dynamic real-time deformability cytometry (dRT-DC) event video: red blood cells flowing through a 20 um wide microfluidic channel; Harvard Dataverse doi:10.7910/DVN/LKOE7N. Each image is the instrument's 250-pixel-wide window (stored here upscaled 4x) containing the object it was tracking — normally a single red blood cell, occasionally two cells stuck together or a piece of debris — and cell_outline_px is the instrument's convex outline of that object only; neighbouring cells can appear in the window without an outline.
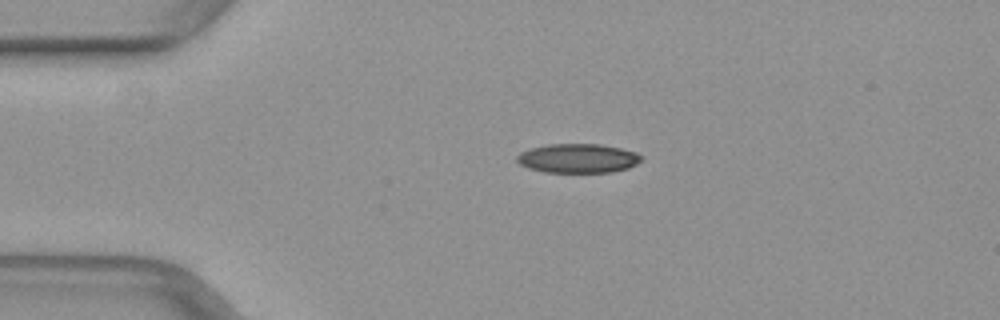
{"species": "common noctule bat (a hibernating species)", "species_latin": "Nyctalus noctula", "temperature_condition": "warm", "stored_images_in_passage": 40, "camera_frame_rate_fps": 3000, "um_per_image_px": 0.085, "animal": {"sex": "female", "body_mass_g": 29.2, "forearm_length_mm": 56.3}, "frame": {"image": 1, "passage_image": 1, "time_ms": 0.0, "image_size_px": [1000, 320], "cell_outline_px": [[640, 160], [636, 164], [628, 168], [612, 172], [544, 172], [528, 168], [520, 164], [516, 160], [516, 156], [520, 152], [528, 148], [548, 144], [600, 144], [620, 148], [636, 152], [640, 156]], "centroid_in_image_um": [49.07, 13.45], "position_along_channel_um": 35.9, "area_um2": 21.15}}
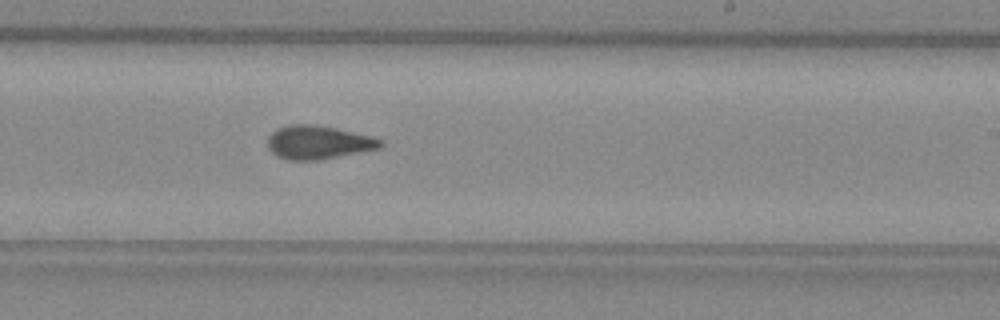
{"frame": {"image": 2, "passage_image": 20, "time_ms": 6.333, "image_size_px": [1000, 320], "cell_outline_px": [[384, 144], [380, 148], [324, 160], [288, 160], [276, 156], [268, 148], [268, 136], [276, 128], [288, 124], [312, 124], [336, 128], [372, 136], [384, 140]], "centroid_in_image_um": [27.06, 12.1], "position_along_channel_um": 261.9, "area_um2": 22.43}}
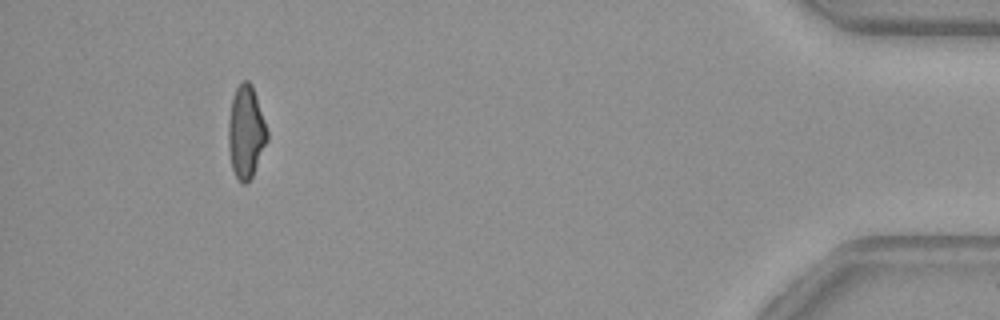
{"frame": {"image": 3, "passage_image": 36, "time_ms": 11.667, "image_size_px": [1000, 320], "cell_outline_px": [[268, 140], [252, 176], [244, 184], [236, 176], [232, 168], [228, 148], [228, 124], [232, 96], [236, 88], [244, 80], [248, 80], [252, 84], [268, 132]], "centroid_in_image_um": [20.9, 11.2], "position_along_channel_um": 414.3, "area_um2": 20.75}}